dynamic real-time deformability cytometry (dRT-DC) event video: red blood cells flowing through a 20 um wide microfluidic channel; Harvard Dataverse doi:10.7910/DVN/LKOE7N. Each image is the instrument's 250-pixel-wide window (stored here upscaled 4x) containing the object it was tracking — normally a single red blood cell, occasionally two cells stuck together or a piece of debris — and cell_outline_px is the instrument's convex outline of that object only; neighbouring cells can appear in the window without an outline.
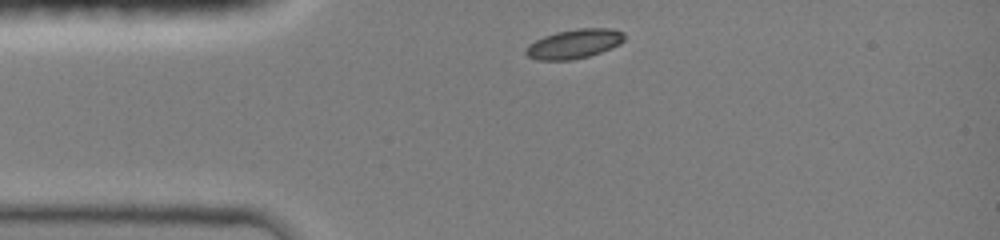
{"species": "common noctule bat (a hibernating species)", "species_latin": "Nyctalus noctula", "temperature_condition": "room temperature", "stored_images_in_passage": 13, "camera_frame_rate_fps": 3000, "um_per_image_px": 0.085, "animal": {"sex": "female", "body_mass_g": 19.0, "forearm_length_mm": 51.5}, "frame": {"image": 1, "passage_image": 1, "time_ms": 0.0, "image_size_px": [1000, 240], "cell_outline_px": [[624, 40], [620, 44], [600, 52], [588, 56], [572, 60], [536, 60], [528, 56], [524, 52], [524, 48], [528, 44], [544, 36], [556, 32], [576, 28], [608, 28], [624, 32]], "centroid_in_image_um": [48.77, 3.72], "position_along_channel_um": 36.2, "area_um2": 16.88}}
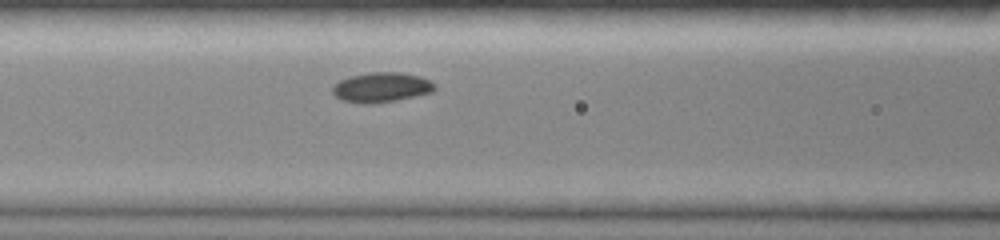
{"frame": {"image": 2, "passage_image": 6, "time_ms": 3.0, "image_size_px": [1000, 240], "cell_outline_px": [[436, 88], [432, 92], [392, 100], [368, 104], [364, 104], [344, 100], [336, 96], [332, 92], [332, 88], [340, 80], [352, 76], [368, 72], [400, 72], [420, 76], [436, 84]], "centroid_in_image_um": [32.43, 7.4], "position_along_channel_um": 134.2, "area_um2": 17.4}}
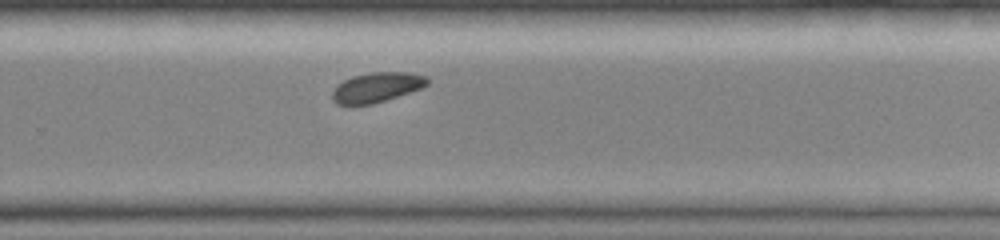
{"frame": {"image": 3, "passage_image": 13, "time_ms": 7.0, "image_size_px": [1000, 240], "cell_outline_px": [[428, 84], [420, 88], [372, 104], [336, 104], [332, 100], [332, 92], [344, 80], [352, 76], [368, 72], [412, 72], [428, 76]], "centroid_in_image_um": [32.03, 7.4], "position_along_channel_um": 297.8, "area_um2": 16.3}}